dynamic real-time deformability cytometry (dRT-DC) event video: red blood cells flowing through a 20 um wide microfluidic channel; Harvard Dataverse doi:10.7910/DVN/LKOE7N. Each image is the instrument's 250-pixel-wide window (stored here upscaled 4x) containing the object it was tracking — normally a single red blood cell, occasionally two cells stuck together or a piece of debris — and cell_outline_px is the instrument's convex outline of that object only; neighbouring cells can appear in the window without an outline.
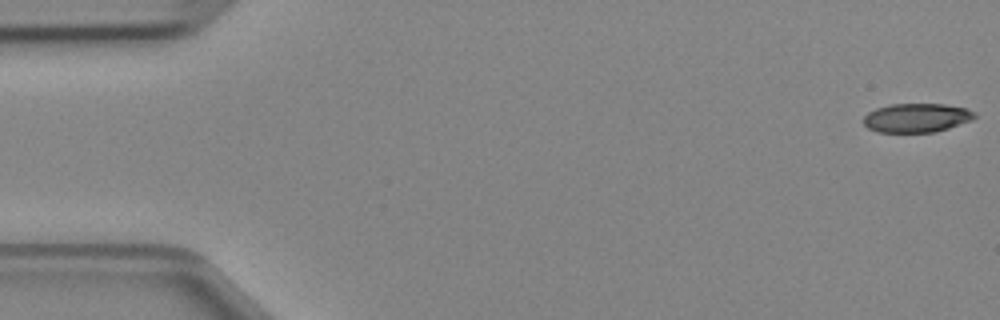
{"species": "Egyptian fruit bat (a non-hibernating species)", "species_latin": "Rousettus aegyptiacus", "temperature_condition": "cold", "stored_images_in_passage": 47, "camera_frame_rate_fps": 3000, "um_per_image_px": 0.085, "animal": {"sex": "female"}, "frame": {"image": 1, "passage_image": 1, "time_ms": 0.0, "image_size_px": [1000, 320], "cell_outline_px": [[976, 116], [972, 120], [948, 128], [932, 132], [876, 132], [868, 128], [864, 124], [864, 116], [868, 112], [876, 108], [892, 104], [944, 104], [968, 108], [976, 112]], "centroid_in_image_um": [77.92, 10.01], "position_along_channel_um": 7.1, "area_um2": 18.79}}
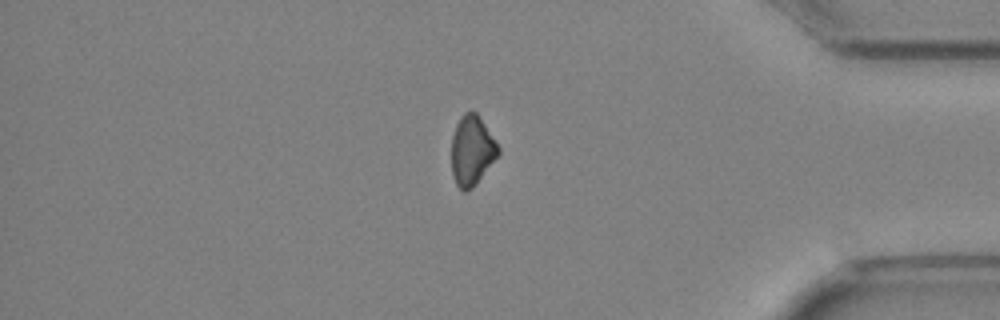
{"frame": {"image": 2, "passage_image": 40, "time_ms": 13.0, "image_size_px": [1000, 320], "cell_outline_px": [[500, 152], [476, 184], [472, 188], [464, 192], [456, 184], [452, 172], [452, 136], [456, 124], [460, 116], [464, 112], [476, 112], [500, 148]], "centroid_in_image_um": [40.1, 12.79], "position_along_channel_um": 395.1, "area_um2": 18.73}}
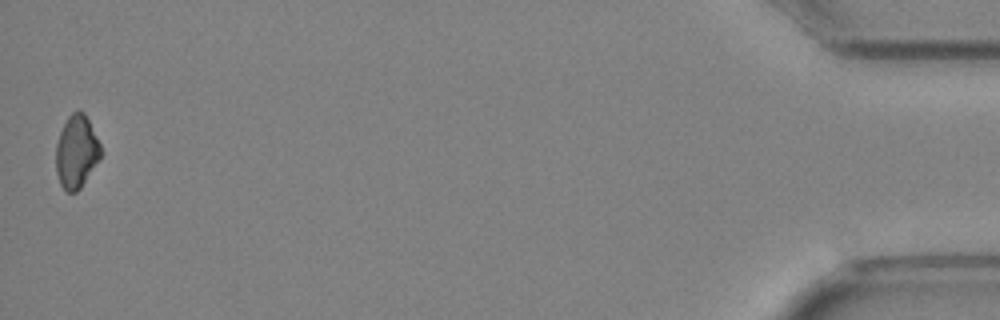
{"frame": {"image": 3, "passage_image": 47, "time_ms": 15.333, "image_size_px": [1000, 320], "cell_outline_px": [[100, 160], [80, 188], [76, 192], [68, 192], [60, 184], [56, 172], [56, 144], [60, 132], [68, 116], [72, 112], [84, 112], [100, 144]], "centroid_in_image_um": [6.49, 12.92], "position_along_channel_um": 428.7, "area_um2": 18.79}}